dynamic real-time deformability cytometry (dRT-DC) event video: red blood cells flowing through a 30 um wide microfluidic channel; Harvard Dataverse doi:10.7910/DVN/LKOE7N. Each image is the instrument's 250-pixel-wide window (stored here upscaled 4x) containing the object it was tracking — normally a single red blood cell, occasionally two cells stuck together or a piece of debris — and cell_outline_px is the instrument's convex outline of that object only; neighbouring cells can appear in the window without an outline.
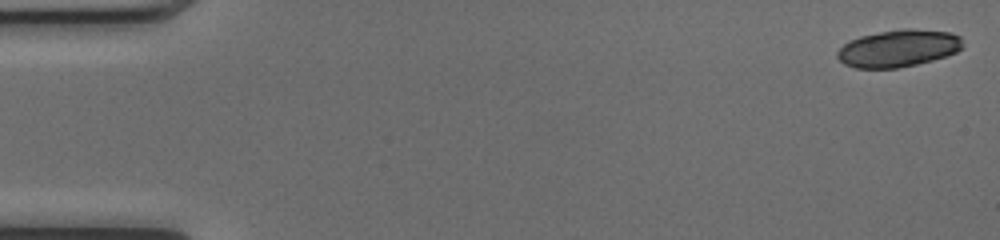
{"species": "common noctule bat (a hibernating species)", "species_latin": "Nyctalus noctula", "temperature_condition": "cold", "stored_images_in_passage": 18, "camera_frame_rate_fps": 3000, "um_per_image_px": 0.085, "animal": {"sex": "female", "body_mass_g": 17.0, "forearm_length_mm": 48.0}, "frame": {"image": 1, "passage_image": 1, "time_ms": 0.0, "image_size_px": [1000, 240], "cell_outline_px": [[964, 44], [956, 52], [932, 60], [916, 64], [896, 68], [856, 68], [844, 64], [836, 56], [836, 52], [848, 40], [860, 36], [880, 32], [904, 28], [908, 28], [952, 32], [960, 36]], "centroid_in_image_um": [76.35, 4.1], "position_along_channel_um": 8.7, "area_um2": 27.17}}
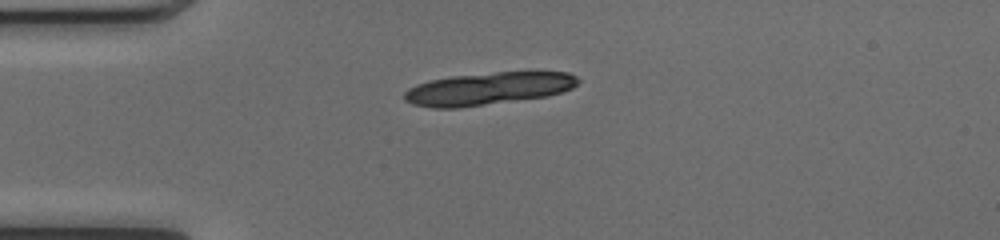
{"frame": {"image": 2, "passage_image": 13, "time_ms": 4.0, "image_size_px": [1000, 240], "cell_outline_px": [[580, 80], [572, 88], [548, 96], [460, 108], [432, 108], [412, 104], [404, 100], [404, 92], [408, 88], [416, 84], [428, 80], [452, 76], [496, 72], [568, 72], [576, 76]], "centroid_in_image_um": [41.46, 7.54], "position_along_channel_um": 43.5, "area_um2": 33.0}}